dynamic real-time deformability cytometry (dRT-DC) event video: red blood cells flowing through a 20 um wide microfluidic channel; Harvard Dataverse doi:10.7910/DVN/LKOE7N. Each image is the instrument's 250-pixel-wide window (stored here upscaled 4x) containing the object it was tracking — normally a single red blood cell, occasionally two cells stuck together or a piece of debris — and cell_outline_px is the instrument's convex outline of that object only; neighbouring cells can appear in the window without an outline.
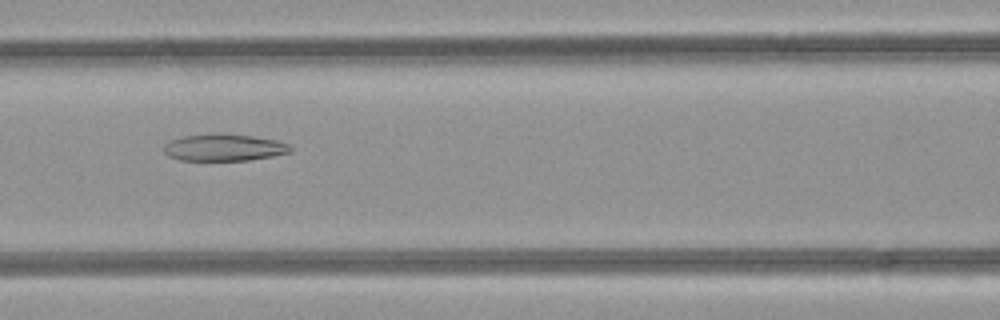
{"species": "common noctule bat (a hibernating species)", "species_latin": "Nyctalus noctula", "temperature_condition": "room temperature", "stored_images_in_passage": 31, "camera_frame_rate_fps": 3000, "um_per_image_px": 0.085, "animal": {"sex": "female", "body_mass_g": 21.9}, "frame": {"image": 1, "passage_image": 22, "time_ms": 7.0, "image_size_px": [1000, 320], "cell_outline_px": [[292, 152], [272, 156], [248, 160], [180, 160], [168, 156], [164, 152], [164, 144], [172, 140], [184, 136], [252, 136], [276, 140], [288, 144], [292, 148]], "centroid_in_image_um": [19.07, 12.58], "position_along_channel_um": 147.5, "area_um2": 18.96}}
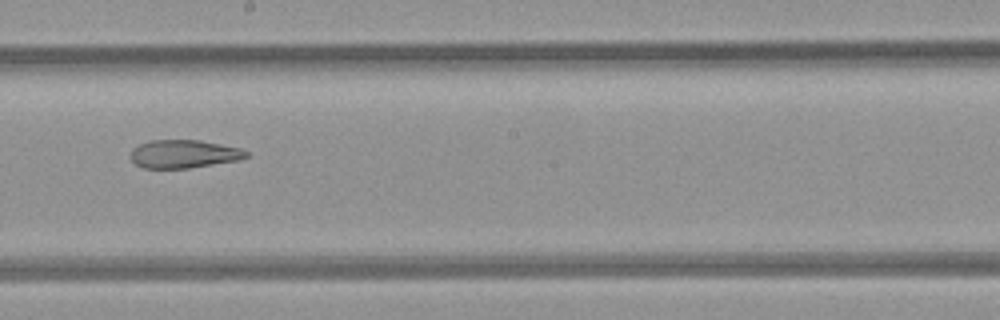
{"frame": {"image": 2, "passage_image": 28, "time_ms": 9.0, "image_size_px": [1000, 320], "cell_outline_px": [[248, 156], [236, 160], [188, 168], [144, 168], [136, 164], [132, 160], [132, 148], [140, 144], [152, 140], [200, 140], [240, 148], [248, 152]], "centroid_in_image_um": [15.61, 13.08], "position_along_channel_um": 232.6, "area_um2": 18.67}}
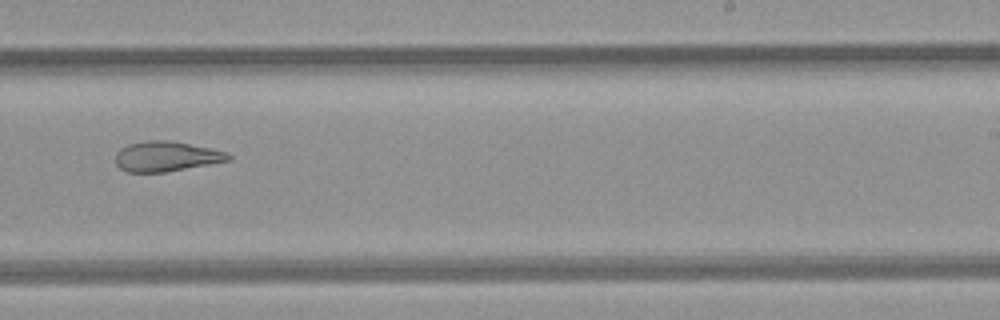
{"frame": {"image": 3, "passage_image": 31, "time_ms": 10.0, "image_size_px": [1000, 320], "cell_outline_px": [[232, 160], [164, 172], [128, 172], [120, 168], [116, 164], [116, 152], [120, 148], [128, 144], [148, 140], [172, 140], [228, 152], [232, 156]], "centroid_in_image_um": [14.14, 13.28], "position_along_channel_um": 274.9, "area_um2": 19.83}}